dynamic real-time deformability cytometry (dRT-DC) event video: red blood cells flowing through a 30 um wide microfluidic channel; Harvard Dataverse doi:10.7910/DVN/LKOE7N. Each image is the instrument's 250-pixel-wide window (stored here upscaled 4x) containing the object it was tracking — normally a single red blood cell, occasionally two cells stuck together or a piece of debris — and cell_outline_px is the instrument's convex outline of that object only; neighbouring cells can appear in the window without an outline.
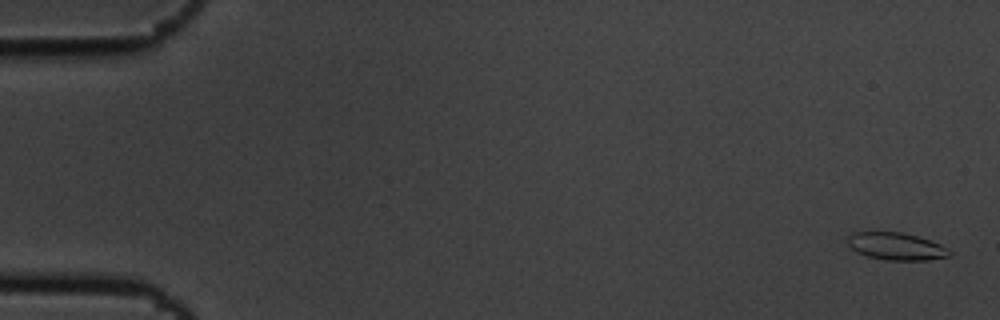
{"species": "common noctule bat (a hibernating species)", "species_latin": "Nyctalus noctula", "temperature_condition": "cold", "stored_images_in_passage": 9, "camera_frame_rate_fps": 3000, "um_per_image_px": 0.085, "animal": {"sex": "male", "body_mass_g": 19.5, "forearm_length_mm": 54.6}, "frame": {"image": 1, "passage_image": 1, "time_ms": 0.0, "image_size_px": [1000, 320], "cell_outline_px": [[952, 256], [928, 260], [888, 260], [868, 256], [856, 252], [848, 244], [848, 236], [852, 232], [900, 232], [916, 236], [940, 244], [952, 252]], "centroid_in_image_um": [76.18, 20.94], "position_along_channel_um": 8.8, "area_um2": 16.13}}
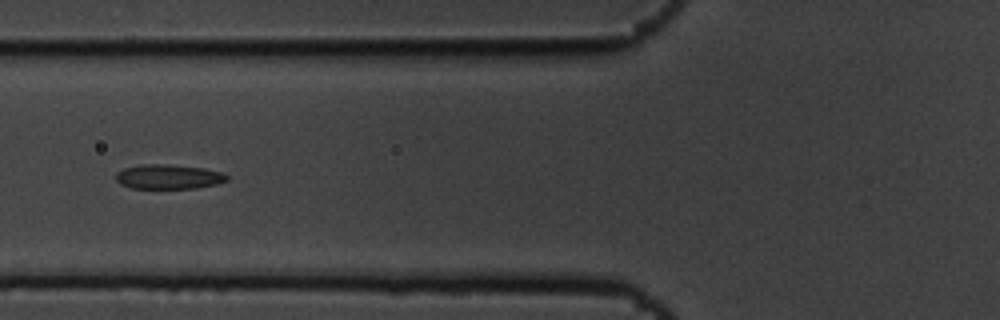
{"frame": {"image": 2, "passage_image": 7, "time_ms": 2.0, "image_size_px": [1000, 320], "cell_outline_px": [[228, 180], [216, 184], [196, 188], [132, 188], [120, 184], [116, 180], [116, 172], [124, 168], [144, 164], [168, 164], [204, 168], [224, 172], [228, 176]], "centroid_in_image_um": [14.34, 15.02], "position_along_channel_um": 111.5, "area_um2": 15.95}}
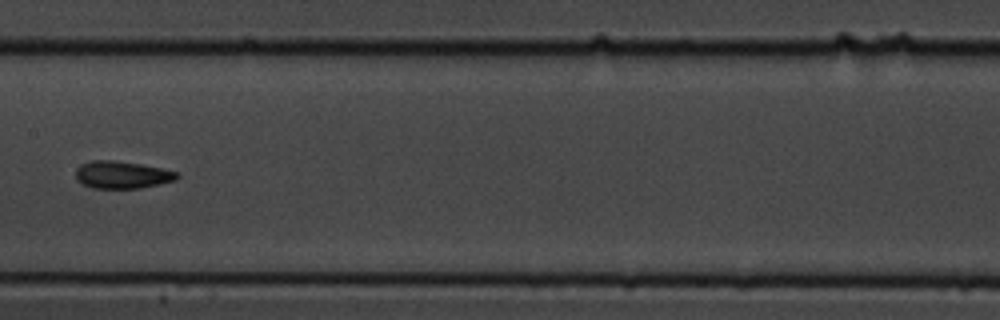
{"frame": {"image": 3, "passage_image": 9, "time_ms": 2.667, "image_size_px": [1000, 320], "cell_outline_px": [[180, 176], [176, 180], [160, 184], [140, 188], [92, 188], [80, 184], [76, 180], [76, 168], [80, 164], [92, 160], [112, 160], [140, 164], [160, 168], [176, 172]], "centroid_in_image_um": [10.33, 14.86], "position_along_channel_um": 197.1, "area_um2": 16.24}}